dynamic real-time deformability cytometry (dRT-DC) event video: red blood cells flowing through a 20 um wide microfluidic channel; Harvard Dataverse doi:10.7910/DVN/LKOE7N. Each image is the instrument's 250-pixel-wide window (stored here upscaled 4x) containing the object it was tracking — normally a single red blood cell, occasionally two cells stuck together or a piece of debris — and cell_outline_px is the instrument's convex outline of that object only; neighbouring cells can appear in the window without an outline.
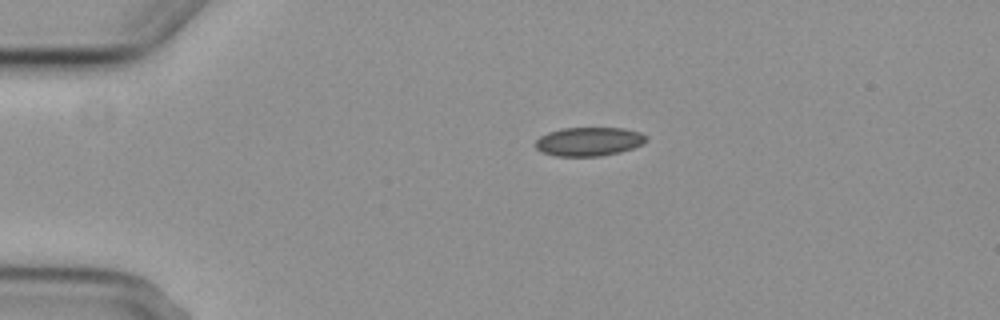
{"species": "common noctule bat (a hibernating species)", "species_latin": "Nyctalus noctula", "temperature_condition": "cold", "stored_images_in_passage": 4, "camera_frame_rate_fps": 3000, "um_per_image_px": 0.085, "animal": {"sex": "female", "body_mass_g": 29.2, "forearm_length_mm": 56.3}, "frame": {"image": 1, "passage_image": 1, "time_ms": 0.0, "image_size_px": [1000, 320], "cell_outline_px": [[648, 140], [644, 144], [620, 152], [600, 156], [556, 156], [544, 152], [536, 148], [536, 140], [540, 136], [548, 132], [564, 128], [624, 128], [640, 132], [648, 136]], "centroid_in_image_um": [50.1, 12.02], "position_along_channel_um": 34.9, "area_um2": 18.61}}
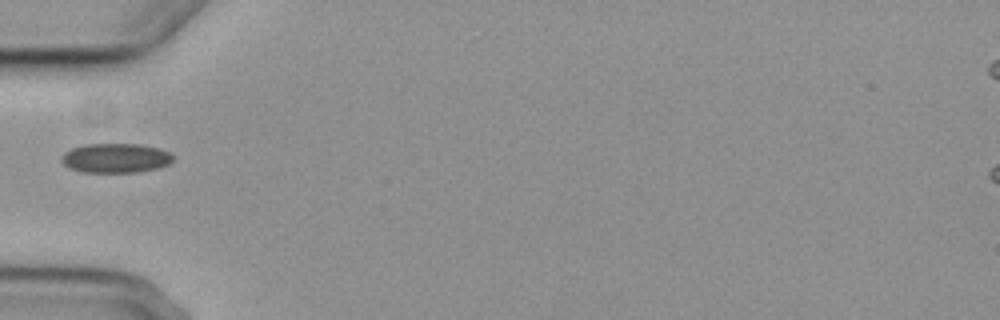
{"frame": {"image": 2, "passage_image": 3, "time_ms": 2.333, "image_size_px": [1000, 320], "cell_outline_px": [[172, 160], [168, 164], [156, 168], [136, 172], [84, 172], [68, 168], [60, 160], [60, 156], [64, 152], [72, 148], [84, 144], [140, 144], [160, 148], [168, 152], [172, 156]], "centroid_in_image_um": [9.77, 13.43], "position_along_channel_um": 75.2, "area_um2": 19.13}}
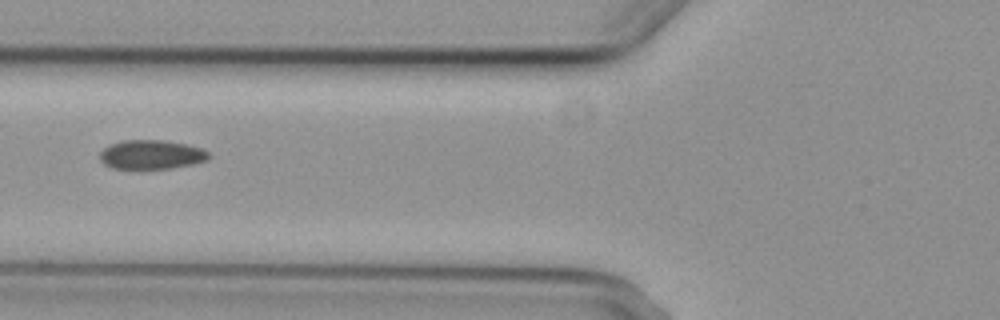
{"frame": {"image": 3, "passage_image": 4, "time_ms": 3.333, "image_size_px": [1000, 320], "cell_outline_px": [[212, 156], [208, 160], [192, 164], [172, 168], [112, 168], [104, 164], [100, 160], [100, 152], [104, 148], [112, 144], [124, 140], [164, 140], [184, 144], [200, 148], [208, 152]], "centroid_in_image_um": [12.88, 13.14], "position_along_channel_um": 112.9, "area_um2": 18.32}}